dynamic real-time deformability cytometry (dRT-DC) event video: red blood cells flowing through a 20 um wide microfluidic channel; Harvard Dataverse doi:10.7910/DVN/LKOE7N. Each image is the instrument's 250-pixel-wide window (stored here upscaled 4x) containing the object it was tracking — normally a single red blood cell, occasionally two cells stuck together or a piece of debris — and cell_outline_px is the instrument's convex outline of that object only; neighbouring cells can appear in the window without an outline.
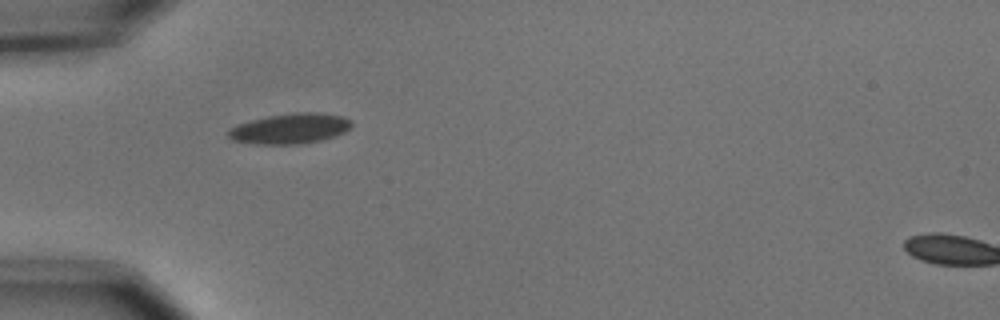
{"species": "common noctule bat (a hibernating species)", "species_latin": "Nyctalus noctula", "temperature_condition": "cold", "stored_images_in_passage": 6, "camera_frame_rate_fps": 3000, "um_per_image_px": 0.085, "animal": {"sex": "male", "body_mass_g": 15.6}, "frame": {"image": 1, "passage_image": 5, "time_ms": 1.333, "image_size_px": [1000, 320], "cell_outline_px": [[352, 124], [344, 132], [320, 140], [300, 144], [252, 144], [232, 140], [228, 136], [228, 128], [236, 124], [268, 116], [292, 112], [320, 112], [340, 116], [352, 120]], "centroid_in_image_um": [24.61, 10.92], "position_along_channel_um": 60.4, "area_um2": 21.79}}
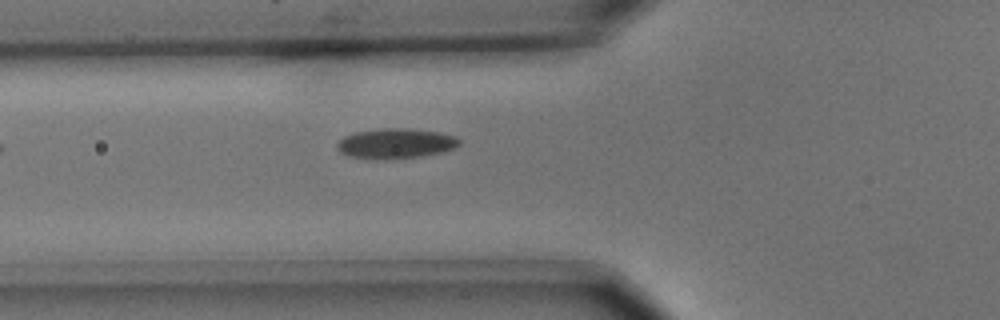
{"frame": {"image": 2, "passage_image": 6, "time_ms": 1.667, "image_size_px": [1000, 320], "cell_outline_px": [[460, 144], [456, 148], [424, 156], [384, 160], [348, 156], [340, 152], [336, 148], [336, 144], [344, 136], [356, 132], [384, 128], [408, 128], [436, 132], [456, 136], [460, 140]], "centroid_in_image_um": [33.63, 12.2], "position_along_channel_um": 92.2, "area_um2": 21.5}}